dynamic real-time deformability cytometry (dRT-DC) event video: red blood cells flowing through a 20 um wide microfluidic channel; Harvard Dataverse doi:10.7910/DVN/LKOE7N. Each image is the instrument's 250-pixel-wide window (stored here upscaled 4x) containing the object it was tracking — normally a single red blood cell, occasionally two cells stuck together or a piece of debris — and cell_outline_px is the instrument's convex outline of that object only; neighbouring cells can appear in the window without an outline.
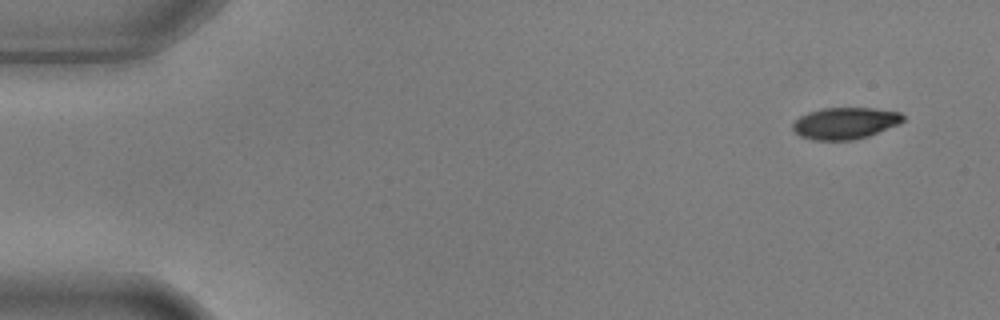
{"species": "common noctule bat (a hibernating species)", "species_latin": "Nyctalus noctula", "temperature_condition": "warm", "stored_images_in_passage": 4, "camera_frame_rate_fps": 3000, "um_per_image_px": 0.085, "animal": {"sex": "male", "body_mass_g": 17.9, "forearm_length_mm": 54.2}, "frame": {"image": 1, "passage_image": 1, "time_ms": 0.0, "image_size_px": [1000, 320], "cell_outline_px": [[904, 120], [900, 124], [868, 136], [852, 140], [812, 140], [800, 136], [792, 128], [792, 124], [800, 116], [808, 112], [824, 108], [872, 108], [900, 112], [904, 116]], "centroid_in_image_um": [71.84, 10.47], "position_along_channel_um": 13.2, "area_um2": 20.35}}
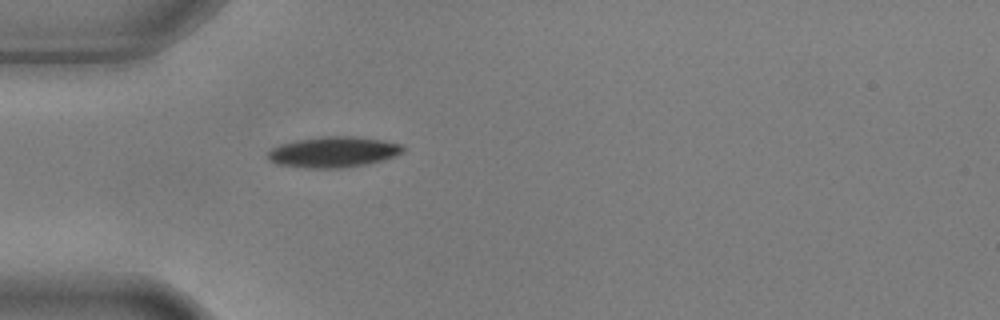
{"frame": {"image": 2, "passage_image": 4, "time_ms": 1.0, "image_size_px": [1000, 320], "cell_outline_px": [[404, 152], [396, 156], [384, 160], [368, 164], [340, 168], [308, 168], [276, 164], [268, 160], [268, 152], [272, 148], [280, 144], [296, 140], [324, 136], [356, 136], [380, 140], [400, 144], [404, 148]], "centroid_in_image_um": [28.34, 12.92], "position_along_channel_um": 56.7, "area_um2": 24.28}}